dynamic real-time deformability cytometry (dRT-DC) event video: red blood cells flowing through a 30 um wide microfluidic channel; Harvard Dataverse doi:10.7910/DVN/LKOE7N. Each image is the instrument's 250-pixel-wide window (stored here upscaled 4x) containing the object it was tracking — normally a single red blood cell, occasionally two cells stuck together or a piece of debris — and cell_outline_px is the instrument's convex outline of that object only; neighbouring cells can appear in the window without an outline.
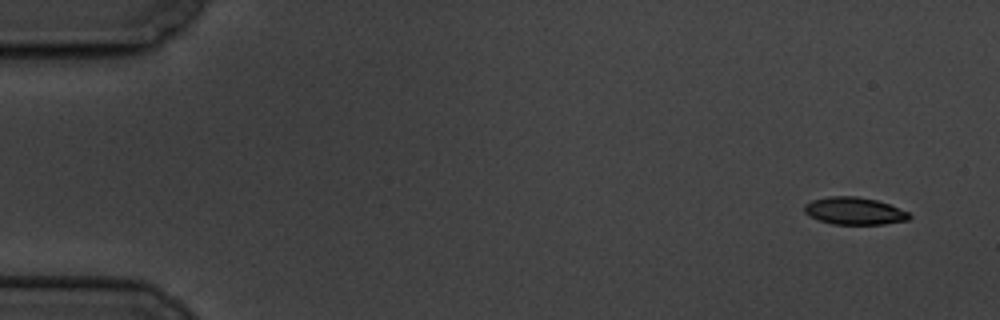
{"species": "common noctule bat (a hibernating species)", "species_latin": "Nyctalus noctula", "temperature_condition": "cold", "stored_images_in_passage": 15, "camera_frame_rate_fps": 3000, "um_per_image_px": 0.085, "animal": {"sex": "male", "body_mass_g": 19.5, "forearm_length_mm": 54.6}, "frame": {"image": 1, "passage_image": 1, "time_ms": 0.0, "image_size_px": [1000, 320], "cell_outline_px": [[912, 216], [908, 220], [884, 224], [832, 224], [820, 220], [804, 212], [804, 204], [812, 200], [828, 196], [856, 196], [876, 200], [888, 204], [908, 212]], "centroid_in_image_um": [72.61, 17.93], "position_along_channel_um": 12.4, "area_um2": 16.59}}
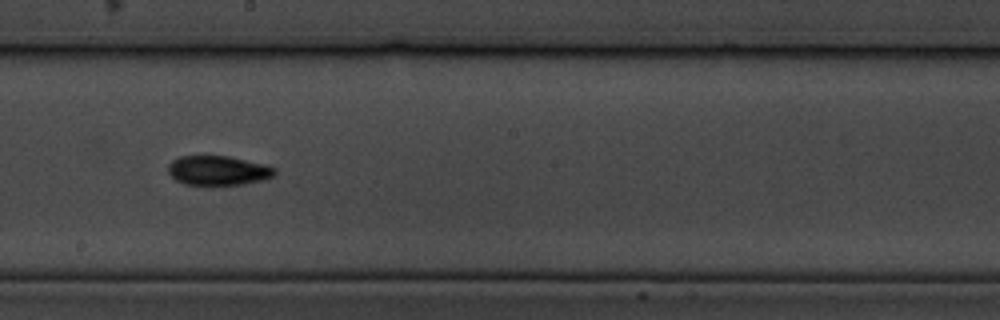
{"frame": {"image": 2, "passage_image": 9, "time_ms": 10.0, "image_size_px": [1000, 320], "cell_outline_px": [[276, 176], [264, 180], [244, 184], [184, 184], [176, 180], [168, 172], [168, 164], [172, 160], [180, 156], [228, 156], [264, 164], [276, 168]], "centroid_in_image_um": [18.56, 14.49], "position_along_channel_um": 229.6, "area_um2": 18.26}}
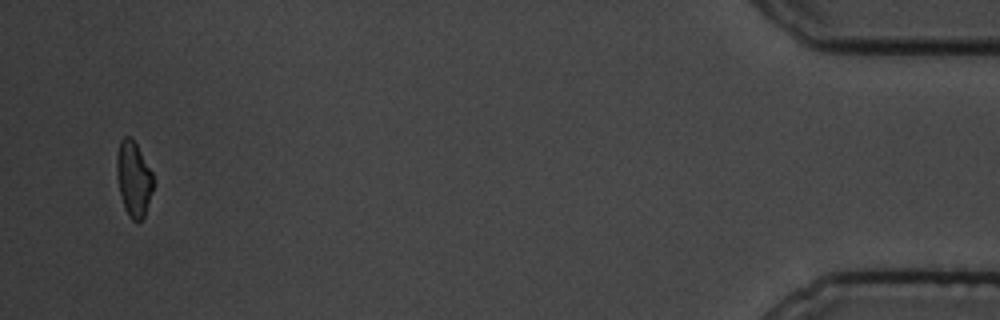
{"frame": {"image": 3, "passage_image": 15, "time_ms": 18.0, "image_size_px": [1000, 320], "cell_outline_px": [[156, 184], [144, 216], [140, 220], [132, 220], [128, 216], [124, 208], [116, 176], [116, 156], [120, 140], [124, 136], [132, 136], [152, 172]], "centroid_in_image_um": [11.37, 15.18], "position_along_channel_um": 423.8, "area_um2": 16.36}, "authors_computed_cell_mechanics": {"area_um2": 17.6868, "velocity_mm_per_s": 3.4167, "shape_relaxation_time_tau1_ms": 5.0179, "shape_relaxation_time_tau2_ms": 5.2034, "deformation_change_tau1": 0.1184, "deformation_change_tau2": 0.0856}}